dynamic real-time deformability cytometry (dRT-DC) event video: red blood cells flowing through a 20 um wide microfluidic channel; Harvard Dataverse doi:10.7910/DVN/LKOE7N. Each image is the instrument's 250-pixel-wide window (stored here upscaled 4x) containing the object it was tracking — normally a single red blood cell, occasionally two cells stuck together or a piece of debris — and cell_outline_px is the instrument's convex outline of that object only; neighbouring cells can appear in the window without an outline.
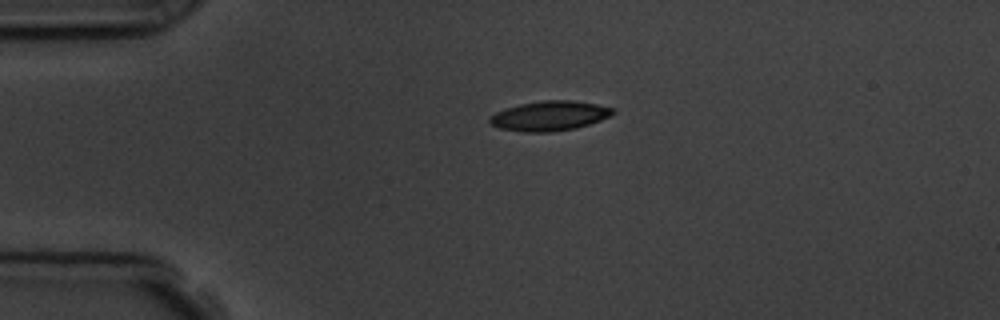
{"species": "common noctule bat (a hibernating species)", "species_latin": "Nyctalus noctula", "temperature_condition": "room temperature", "stored_images_in_passage": 2, "camera_frame_rate_fps": 3000, "um_per_image_px": 0.085, "animal": {"sex": "male", "body_mass_g": 19.5, "forearm_length_mm": 54.6}, "frame": {"image": 1, "passage_image": 1, "time_ms": 0.0, "image_size_px": [1000, 320], "cell_outline_px": [[616, 112], [600, 120], [576, 128], [548, 132], [524, 132], [500, 128], [488, 124], [488, 120], [496, 112], [504, 108], [520, 104], [544, 100], [572, 100], [596, 104], [616, 108]], "centroid_in_image_um": [46.7, 9.84], "position_along_channel_um": 38.3, "area_um2": 21.33}}